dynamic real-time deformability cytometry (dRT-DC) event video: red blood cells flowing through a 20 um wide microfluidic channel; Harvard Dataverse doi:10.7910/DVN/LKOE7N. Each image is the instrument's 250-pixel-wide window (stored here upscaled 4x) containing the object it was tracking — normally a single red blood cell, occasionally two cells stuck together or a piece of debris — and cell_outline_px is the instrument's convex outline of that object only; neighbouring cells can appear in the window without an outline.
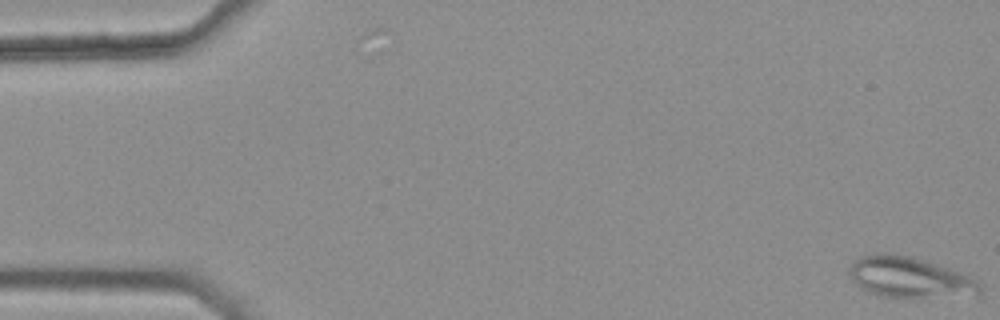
{"species": "common noctule bat (a hibernating species)", "species_latin": "Nyctalus noctula", "temperature_condition": "warm", "stored_images_in_passage": 8, "camera_frame_rate_fps": 3000, "um_per_image_px": 0.085, "animal": {"sex": "female", "body_mass_g": 25.1}, "frame": {"image": 1, "passage_image": 1, "time_ms": 0.0, "image_size_px": [1000, 320], "cell_outline_px": [[980, 292], [916, 300], [884, 296], [868, 292], [860, 288], [852, 280], [848, 272], [848, 268], [860, 256], [876, 252], [892, 252], [912, 256], [960, 272], [980, 280]], "centroid_in_image_um": [77.25, 23.57], "position_along_channel_um": 7.7, "area_um2": 31.56}}
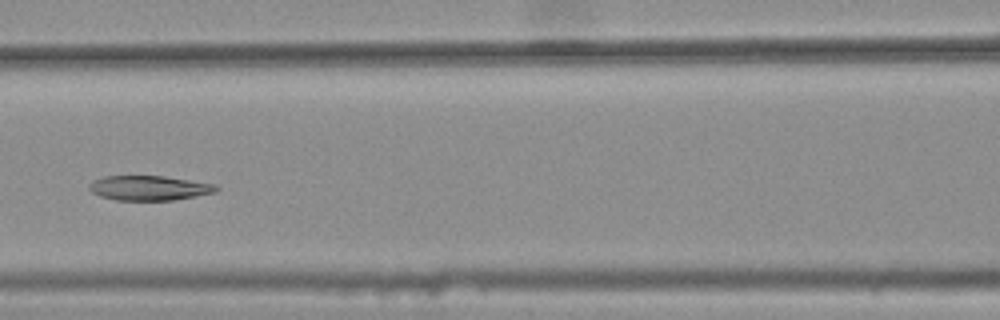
{"frame": {"image": 2, "passage_image": 7, "time_ms": 2.0, "image_size_px": [1000, 320], "cell_outline_px": [[220, 188], [216, 192], [172, 200], [116, 200], [100, 196], [92, 192], [88, 188], [88, 184], [104, 176], [164, 176], [216, 184]], "centroid_in_image_um": [12.69, 15.97], "position_along_channel_um": 153.9, "area_um2": 18.21}}
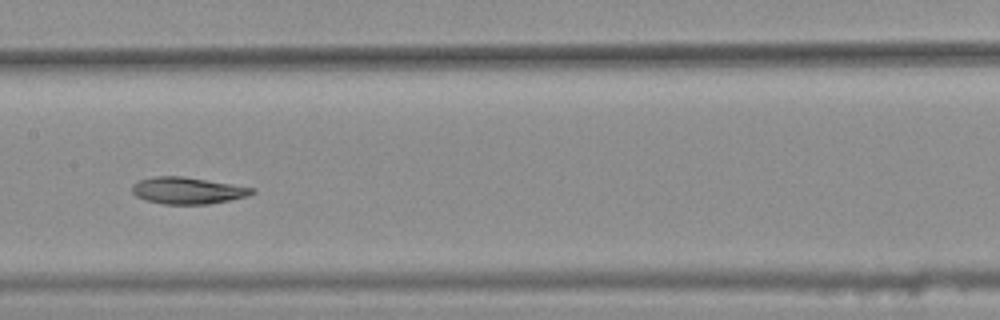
{"frame": {"image": 3, "passage_image": 8, "time_ms": 2.333, "image_size_px": [1000, 320], "cell_outline_px": [[256, 192], [248, 196], [208, 204], [164, 204], [144, 200], [136, 196], [132, 192], [132, 184], [140, 180], [152, 176], [184, 176], [256, 188]], "centroid_in_image_um": [15.94, 16.19], "position_along_channel_um": 191.5, "area_um2": 18.79}}